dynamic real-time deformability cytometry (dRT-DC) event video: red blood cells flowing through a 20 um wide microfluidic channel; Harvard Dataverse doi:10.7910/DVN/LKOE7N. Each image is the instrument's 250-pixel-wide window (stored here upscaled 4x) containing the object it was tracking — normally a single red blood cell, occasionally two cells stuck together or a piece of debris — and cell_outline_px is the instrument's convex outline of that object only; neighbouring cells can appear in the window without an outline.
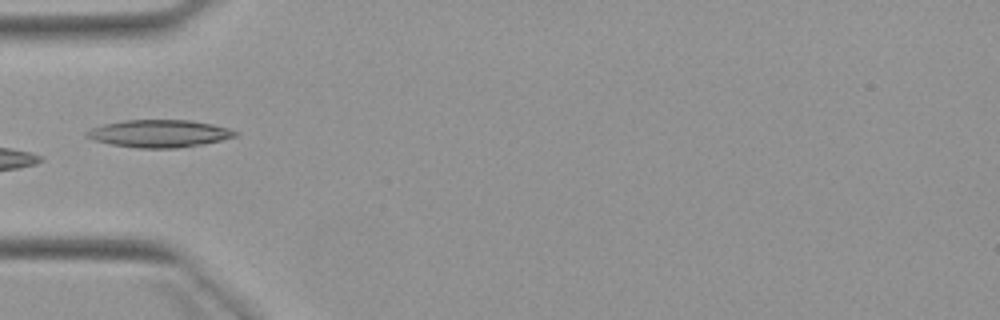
{"species": "Egyptian fruit bat (a non-hibernating species)", "species_latin": "Rousettus aegyptiacus", "temperature_condition": "warm", "stored_images_in_passage": 8, "camera_frame_rate_fps": 3000, "um_per_image_px": 0.085, "animal": {"sex": "female"}, "frame": {"image": 1, "passage_image": 7, "time_ms": 7.333, "image_size_px": [1000, 320], "cell_outline_px": [[236, 136], [204, 144], [176, 148], [140, 148], [112, 144], [96, 140], [84, 136], [84, 132], [92, 128], [104, 124], [124, 120], [192, 120], [212, 124], [228, 128], [236, 132]], "centroid_in_image_um": [13.52, 11.34], "position_along_channel_um": 71.5, "area_um2": 23.58}}
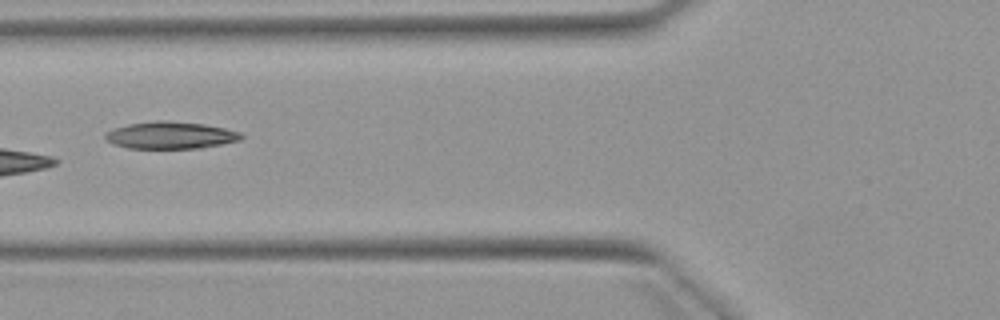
{"frame": {"image": 2, "passage_image": 8, "time_ms": 8.333, "image_size_px": [1000, 320], "cell_outline_px": [[244, 136], [240, 140], [200, 148], [128, 148], [112, 144], [104, 136], [112, 128], [128, 124], [156, 120], [168, 120], [204, 124], [224, 128], [240, 132]], "centroid_in_image_um": [14.48, 11.49], "position_along_channel_um": 111.3, "area_um2": 21.44}}